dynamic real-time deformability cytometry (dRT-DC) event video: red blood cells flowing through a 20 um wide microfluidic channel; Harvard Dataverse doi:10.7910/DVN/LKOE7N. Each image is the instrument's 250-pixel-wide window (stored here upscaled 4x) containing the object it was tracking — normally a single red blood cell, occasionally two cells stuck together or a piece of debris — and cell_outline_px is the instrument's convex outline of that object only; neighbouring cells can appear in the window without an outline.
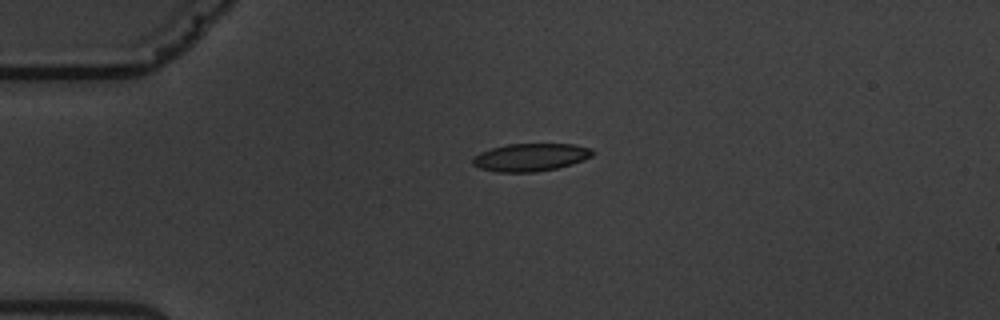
{"species": "common noctule bat (a hibernating species)", "species_latin": "Nyctalus noctula", "temperature_condition": "warm", "stored_images_in_passage": 3, "camera_frame_rate_fps": 3000, "um_per_image_px": 0.085, "animal": {"sex": "male", "body_mass_g": 19.5, "forearm_length_mm": 54.6}, "frame": {"image": 1, "passage_image": 1, "time_ms": 0.0, "image_size_px": [1000, 320], "cell_outline_px": [[596, 152], [592, 156], [584, 160], [572, 164], [556, 168], [536, 172], [496, 172], [480, 168], [472, 164], [472, 160], [480, 152], [492, 148], [508, 144], [572, 144], [592, 148]], "centroid_in_image_um": [45.13, 13.37], "position_along_channel_um": 39.9, "area_um2": 19.42}}
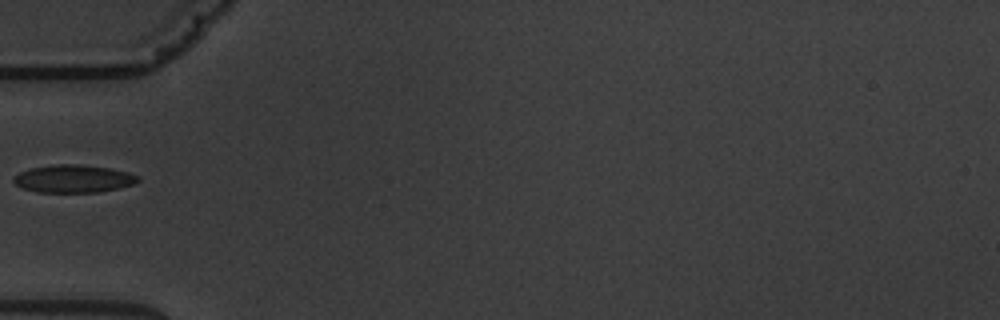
{"frame": {"image": 2, "passage_image": 3, "time_ms": 2.0, "image_size_px": [1000, 320], "cell_outline_px": [[140, 180], [136, 184], [120, 188], [100, 192], [36, 192], [24, 188], [16, 184], [12, 180], [20, 172], [28, 168], [52, 164], [80, 164], [112, 168], [128, 172], [140, 176]], "centroid_in_image_um": [6.3, 15.18], "position_along_channel_um": 78.7, "area_um2": 20.4}}